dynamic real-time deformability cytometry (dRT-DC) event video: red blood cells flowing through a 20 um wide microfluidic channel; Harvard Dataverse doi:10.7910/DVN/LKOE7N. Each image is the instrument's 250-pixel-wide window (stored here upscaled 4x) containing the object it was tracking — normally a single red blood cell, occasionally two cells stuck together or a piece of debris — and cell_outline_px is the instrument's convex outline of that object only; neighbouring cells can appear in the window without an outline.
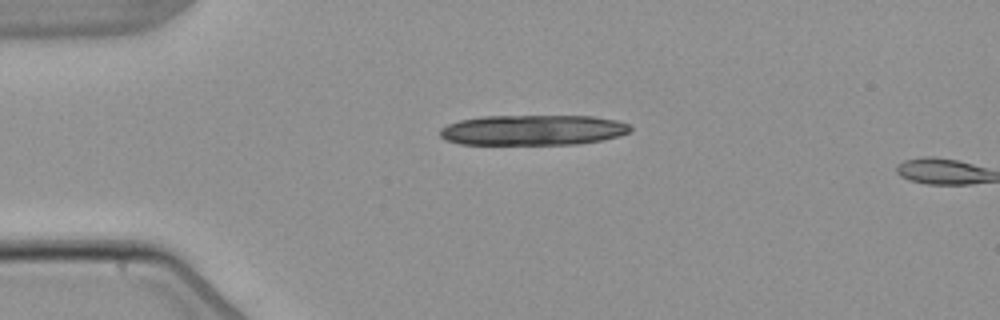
{"species": "common noctule bat (a hibernating species)", "species_latin": "Nyctalus noctula", "temperature_condition": "warm", "stored_images_in_passage": 2, "camera_frame_rate_fps": 3000, "um_per_image_px": 0.085, "animal": {"sex": "male", "body_mass_g": 21.5, "forearm_length_mm": 52.0}, "frame": {"image": 1, "passage_image": 1, "time_ms": 0.0, "image_size_px": [1000, 320], "cell_outline_px": [[632, 128], [628, 132], [620, 136], [580, 144], [460, 144], [444, 140], [440, 136], [440, 128], [448, 124], [460, 120], [484, 116], [592, 116], [616, 120], [628, 124]], "centroid_in_image_um": [45.28, 11.05], "position_along_channel_um": 39.7, "area_um2": 33.7}}